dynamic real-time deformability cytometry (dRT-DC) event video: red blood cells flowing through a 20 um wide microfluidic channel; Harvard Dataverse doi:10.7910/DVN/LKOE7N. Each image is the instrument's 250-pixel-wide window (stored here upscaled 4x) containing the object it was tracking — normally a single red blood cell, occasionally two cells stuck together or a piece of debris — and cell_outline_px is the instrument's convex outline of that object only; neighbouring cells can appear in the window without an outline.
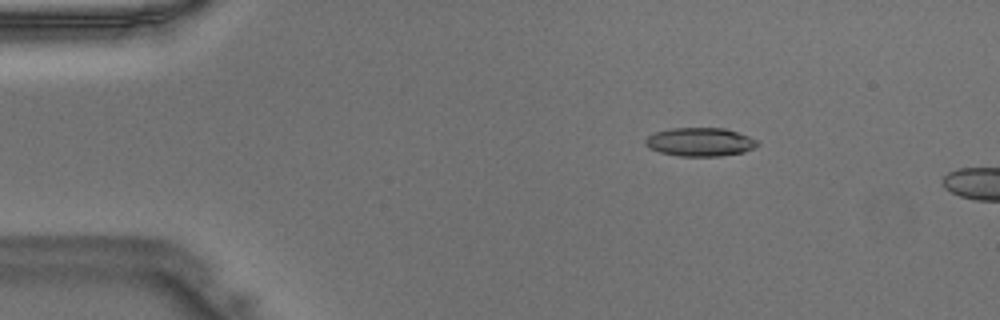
{"species": "Egyptian fruit bat (a non-hibernating species)", "species_latin": "Rousettus aegyptiacus", "temperature_condition": "warm", "stored_images_in_passage": 14, "camera_frame_rate_fps": 3000, "um_per_image_px": 0.085, "animal": {"sex": "male"}, "frame": {"image": 1, "passage_image": 8, "time_ms": 2.333, "image_size_px": [1000, 320], "cell_outline_px": [[760, 144], [744, 152], [720, 156], [680, 156], [660, 152], [648, 148], [644, 144], [644, 140], [648, 136], [656, 132], [672, 128], [724, 128], [748, 136], [756, 140]], "centroid_in_image_um": [59.48, 12.07], "position_along_channel_um": 25.5, "area_um2": 18.55}}